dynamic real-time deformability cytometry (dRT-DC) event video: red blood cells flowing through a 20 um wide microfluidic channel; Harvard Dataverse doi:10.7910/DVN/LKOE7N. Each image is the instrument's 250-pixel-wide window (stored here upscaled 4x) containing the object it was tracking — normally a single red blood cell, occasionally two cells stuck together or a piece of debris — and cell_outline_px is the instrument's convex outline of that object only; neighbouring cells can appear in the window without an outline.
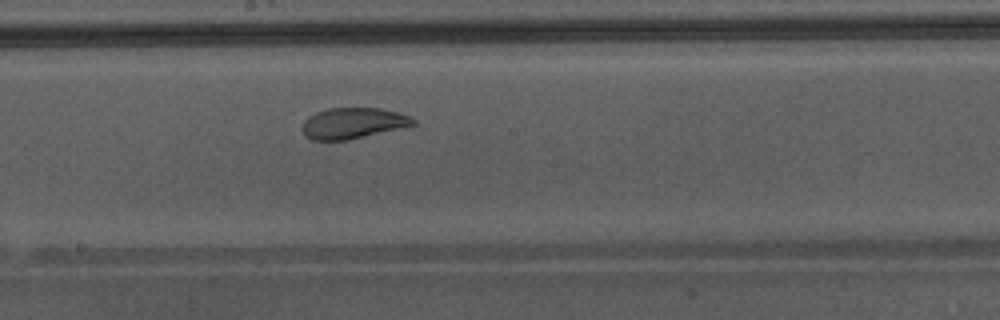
{"species": "Egyptian fruit bat (a non-hibernating species)", "species_latin": "Rousettus aegyptiacus", "temperature_condition": "warm", "stored_images_in_passage": 24, "camera_frame_rate_fps": 3000, "um_per_image_px": 0.085, "animal": {"sex": "male"}, "frame": {"image": 1, "passage_image": 11, "time_ms": 3.333, "image_size_px": [1000, 320], "cell_outline_px": [[416, 124], [348, 140], [312, 140], [304, 136], [300, 128], [304, 120], [308, 116], [316, 112], [328, 108], [380, 108], [396, 112], [408, 116], [416, 120]], "centroid_in_image_um": [29.93, 10.47], "position_along_channel_um": 218.3, "area_um2": 19.94}}
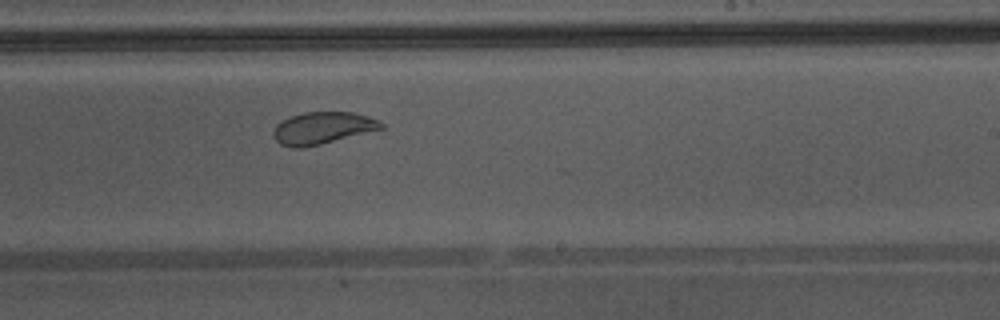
{"frame": {"image": 2, "passage_image": 14, "time_ms": 4.333, "image_size_px": [1000, 320], "cell_outline_px": [[384, 128], [320, 144], [300, 148], [292, 148], [280, 144], [272, 136], [272, 132], [276, 124], [280, 120], [304, 112], [352, 112], [380, 120], [384, 124]], "centroid_in_image_um": [27.38, 10.88], "position_along_channel_um": 261.6, "area_um2": 20.11}}